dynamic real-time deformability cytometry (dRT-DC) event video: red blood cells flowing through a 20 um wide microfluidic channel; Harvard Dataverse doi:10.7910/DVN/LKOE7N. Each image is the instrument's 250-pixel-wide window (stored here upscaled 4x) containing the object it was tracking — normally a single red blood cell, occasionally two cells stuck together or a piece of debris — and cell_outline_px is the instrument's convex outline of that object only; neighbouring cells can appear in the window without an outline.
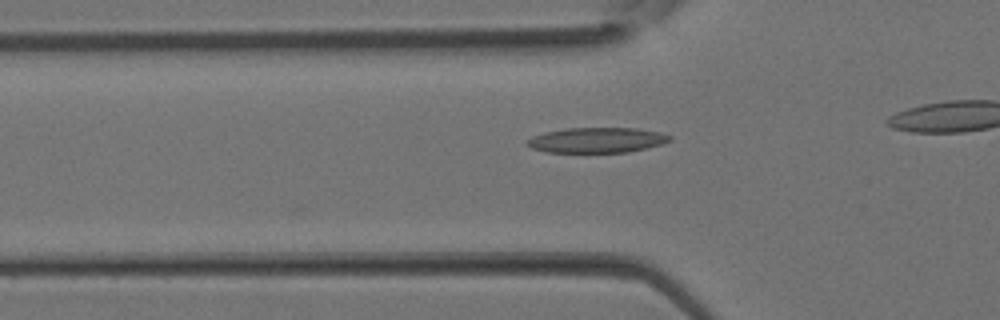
{"species": "Egyptian fruit bat (a non-hibernating species)", "species_latin": "Rousettus aegyptiacus", "temperature_condition": "room temperature", "stored_images_in_passage": 20, "camera_frame_rate_fps": 3000, "um_per_image_px": 0.085, "animal": {"sex": "female"}, "frame": {"image": 1, "passage_image": 3, "time_ms": 0.667, "image_size_px": [1000, 320], "cell_outline_px": [[672, 140], [648, 148], [628, 152], [544, 152], [532, 148], [524, 144], [532, 136], [544, 132], [568, 128], [636, 128], [660, 132], [672, 136]], "centroid_in_image_um": [50.73, 11.91], "position_along_channel_um": 75.1, "area_um2": 21.04}}
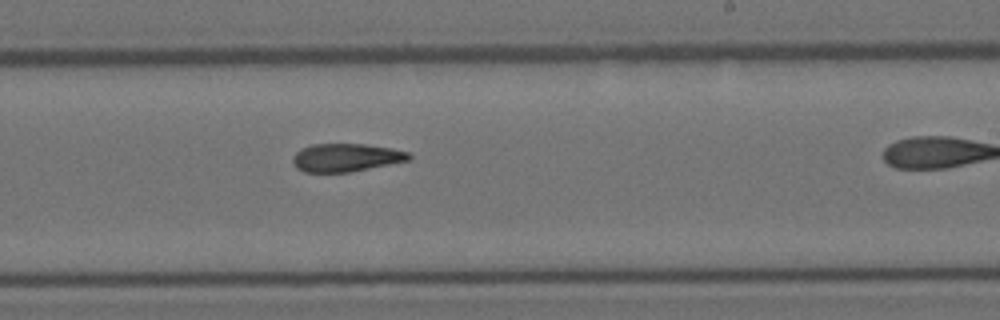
{"frame": {"image": 2, "passage_image": 13, "time_ms": 4.0, "image_size_px": [1000, 320], "cell_outline_px": [[412, 156], [408, 160], [348, 172], [304, 172], [296, 168], [292, 160], [292, 156], [296, 152], [312, 144], [364, 144], [392, 148], [408, 152]], "centroid_in_image_um": [29.38, 13.39], "position_along_channel_um": 259.6, "area_um2": 18.79}}
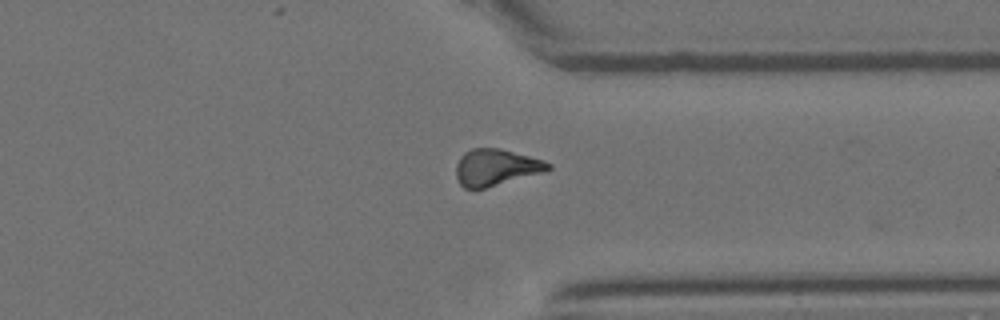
{"frame": {"image": 3, "passage_image": 19, "time_ms": 6.0, "image_size_px": [1000, 320], "cell_outline_px": [[552, 168], [544, 172], [484, 188], [464, 188], [460, 184], [456, 176], [456, 164], [460, 156], [464, 152], [472, 148], [500, 148], [544, 160], [552, 164]], "centroid_in_image_um": [42.15, 14.21], "position_along_channel_um": 369.2, "area_um2": 19.59}}